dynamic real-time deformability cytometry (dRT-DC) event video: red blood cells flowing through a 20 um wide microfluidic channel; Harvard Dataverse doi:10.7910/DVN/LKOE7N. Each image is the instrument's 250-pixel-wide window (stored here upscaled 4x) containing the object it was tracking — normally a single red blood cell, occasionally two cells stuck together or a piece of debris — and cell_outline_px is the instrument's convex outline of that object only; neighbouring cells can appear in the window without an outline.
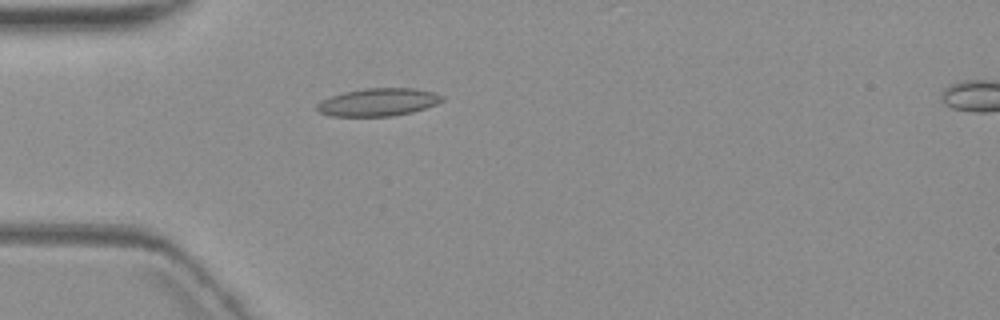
{"species": "common noctule bat (a hibernating species)", "species_latin": "Nyctalus noctula", "temperature_condition": "warm", "stored_images_in_passage": 6, "camera_frame_rate_fps": 3000, "um_per_image_px": 0.085, "animal": {"sex": "female", "body_mass_g": 19.3, "forearm_length_mm": 54.1}, "frame": {"image": 1, "passage_image": 5, "time_ms": 5.0, "image_size_px": [1000, 320], "cell_outline_px": [[444, 100], [436, 104], [412, 112], [392, 116], [332, 116], [320, 112], [316, 108], [316, 104], [332, 96], [344, 92], [364, 88], [412, 88], [432, 92], [444, 96]], "centroid_in_image_um": [32.16, 8.68], "position_along_channel_um": 52.8, "area_um2": 20.06}}